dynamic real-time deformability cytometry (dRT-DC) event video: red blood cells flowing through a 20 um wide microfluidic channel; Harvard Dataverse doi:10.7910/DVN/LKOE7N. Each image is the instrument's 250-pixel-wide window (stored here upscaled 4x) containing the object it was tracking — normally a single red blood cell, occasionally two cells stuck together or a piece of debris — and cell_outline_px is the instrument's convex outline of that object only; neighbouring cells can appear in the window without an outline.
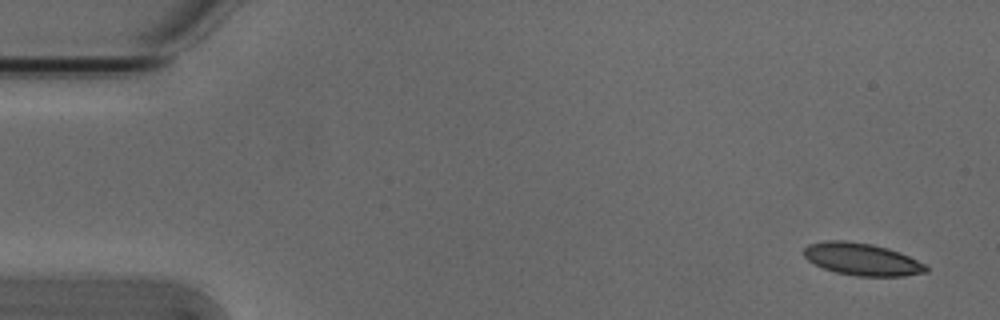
{"species": "Egyptian fruit bat (a non-hibernating species)", "species_latin": "Rousettus aegyptiacus", "temperature_condition": "cold", "stored_images_in_passage": 5, "camera_frame_rate_fps": 3000, "um_per_image_px": 0.085, "animal": {"sex": "male"}, "frame": {"image": 1, "passage_image": 1, "time_ms": 0.0, "image_size_px": [1000, 320], "cell_outline_px": [[928, 272], [904, 276], [856, 276], [836, 272], [824, 268], [808, 260], [804, 256], [804, 248], [808, 244], [824, 240], [844, 240], [872, 244], [888, 248], [900, 252], [924, 264], [928, 268]], "centroid_in_image_um": [73.26, 22.03], "position_along_channel_um": 11.7, "area_um2": 22.95}}
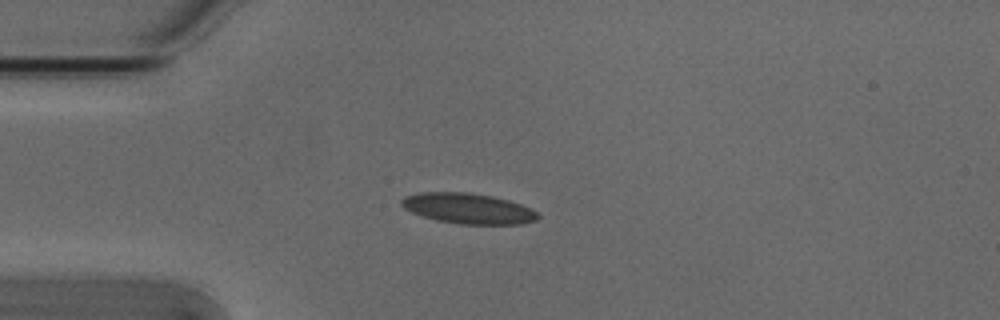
{"frame": {"image": 2, "passage_image": 4, "time_ms": 1.0, "image_size_px": [1000, 320], "cell_outline_px": [[540, 216], [536, 220], [520, 224], [460, 224], [436, 220], [412, 212], [404, 208], [400, 204], [400, 200], [404, 196], [420, 192], [468, 192], [492, 196], [508, 200], [520, 204], [536, 212]], "centroid_in_image_um": [39.76, 17.71], "position_along_channel_um": 45.2, "area_um2": 24.1}}